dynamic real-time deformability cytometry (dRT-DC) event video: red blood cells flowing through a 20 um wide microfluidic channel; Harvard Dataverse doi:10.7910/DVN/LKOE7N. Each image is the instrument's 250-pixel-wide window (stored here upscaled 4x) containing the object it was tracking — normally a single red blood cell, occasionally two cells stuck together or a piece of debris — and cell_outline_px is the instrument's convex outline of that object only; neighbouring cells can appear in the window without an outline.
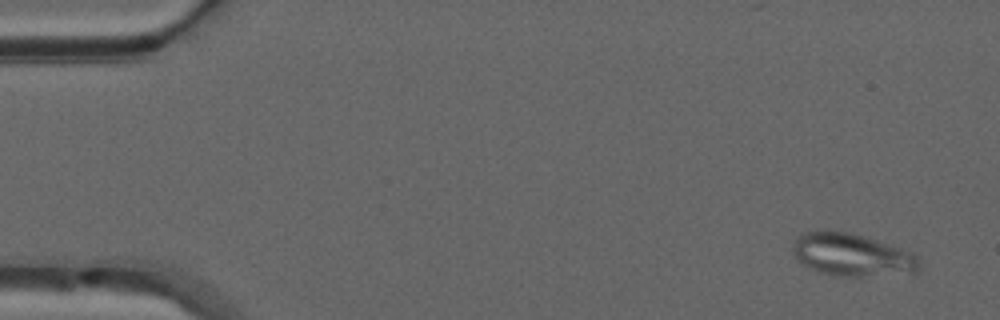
{"species": "common noctule bat (a hibernating species)", "species_latin": "Nyctalus noctula", "temperature_condition": "warm", "stored_images_in_passage": 51, "camera_frame_rate_fps": 3000, "um_per_image_px": 0.085, "animal": {"sex": "male", "forearm_length_mm": 52.5}, "frame": {"image": 1, "passage_image": 2, "time_ms": 0.333, "image_size_px": [1000, 320], "cell_outline_px": [[920, 272], [860, 276], [840, 276], [820, 272], [796, 260], [792, 252], [792, 248], [796, 240], [804, 232], [824, 228], [828, 228], [848, 232], [864, 236], [912, 252], [920, 260]], "centroid_in_image_um": [72.4, 21.63], "position_along_channel_um": 12.6, "area_um2": 31.56}}
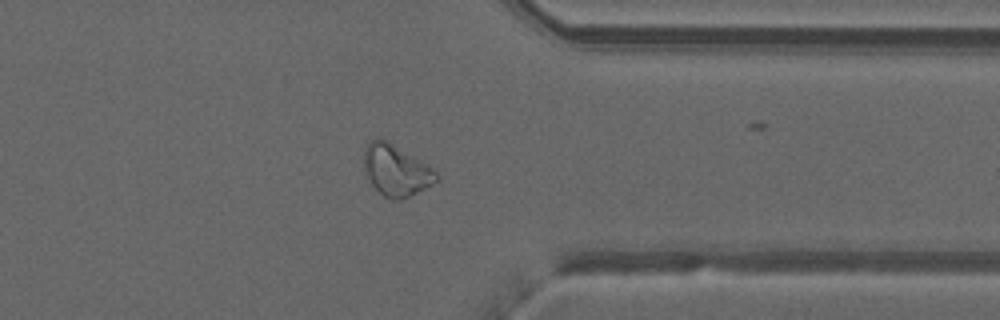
{"frame": {"image": 2, "passage_image": 39, "time_ms": 12.667, "image_size_px": [1000, 320], "cell_outline_px": [[440, 180], [400, 200], [392, 200], [384, 196], [372, 184], [364, 168], [364, 152], [368, 140], [376, 136], [380, 136], [388, 140], [436, 168], [440, 176]], "centroid_in_image_um": [33.7, 14.41], "position_along_channel_um": 377.7, "area_um2": 22.08}}
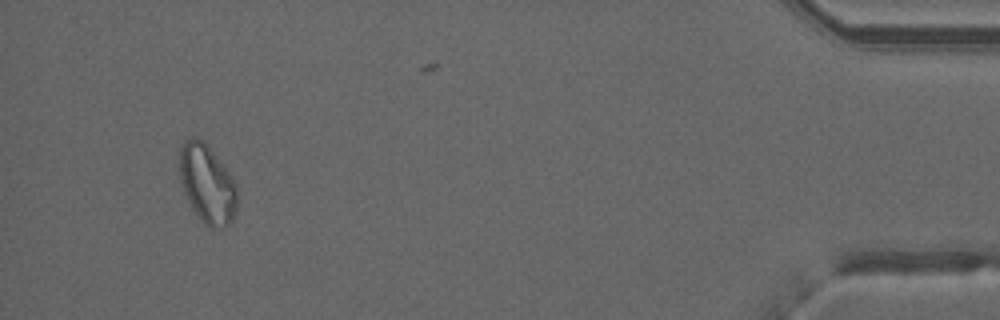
{"frame": {"image": 3, "passage_image": 47, "time_ms": 15.333, "image_size_px": [1000, 320], "cell_outline_px": [[236, 212], [232, 220], [228, 224], [220, 228], [208, 228], [200, 220], [192, 208], [184, 192], [180, 180], [180, 148], [184, 140], [192, 136], [196, 136], [204, 140], [232, 176], [236, 184]], "centroid_in_image_um": [17.6, 15.62], "position_along_channel_um": 417.6, "area_um2": 26.53}}